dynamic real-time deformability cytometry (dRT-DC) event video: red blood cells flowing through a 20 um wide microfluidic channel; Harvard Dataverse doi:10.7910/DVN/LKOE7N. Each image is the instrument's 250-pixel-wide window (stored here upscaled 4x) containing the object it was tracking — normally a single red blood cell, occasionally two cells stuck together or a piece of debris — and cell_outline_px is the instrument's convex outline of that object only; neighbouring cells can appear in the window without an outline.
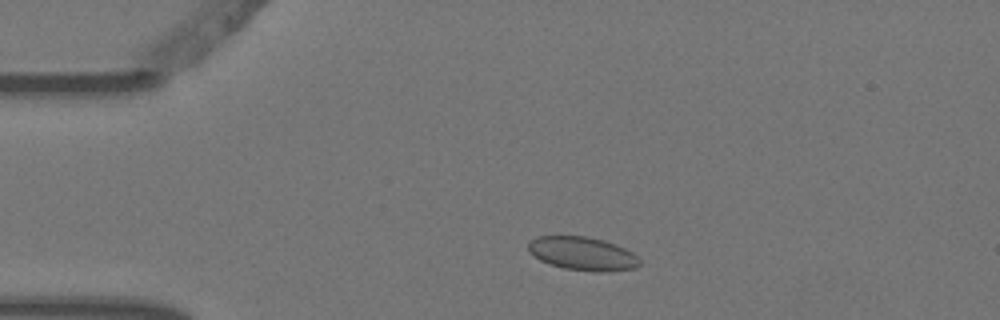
{"species": "Egyptian fruit bat (a non-hibernating species)", "species_latin": "Rousettus aegyptiacus", "temperature_condition": "warm", "stored_images_in_passage": 4, "camera_frame_rate_fps": 3000, "um_per_image_px": 0.085, "animal": {"sex": "female"}, "frame": {"image": 1, "passage_image": 2, "time_ms": 0.333, "image_size_px": [1000, 320], "cell_outline_px": [[640, 264], [636, 268], [608, 272], [596, 272], [564, 268], [548, 264], [540, 260], [528, 252], [528, 240], [536, 236], [584, 236], [604, 240], [616, 244], [632, 252], [640, 260]], "centroid_in_image_um": [49.49, 21.56], "position_along_channel_um": 35.5, "area_um2": 21.96}}
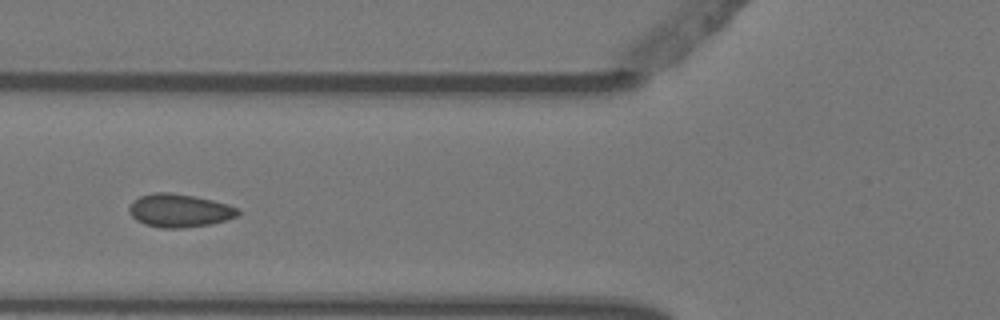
{"frame": {"image": 2, "passage_image": 4, "time_ms": 1.0, "image_size_px": [1000, 320], "cell_outline_px": [[240, 212], [236, 216], [212, 224], [184, 228], [160, 228], [144, 224], [136, 220], [128, 212], [128, 208], [132, 200], [140, 196], [156, 192], [168, 192], [192, 196], [212, 200], [228, 204], [240, 208]], "centroid_in_image_um": [15.23, 17.9], "position_along_channel_um": 110.6, "area_um2": 21.15}}